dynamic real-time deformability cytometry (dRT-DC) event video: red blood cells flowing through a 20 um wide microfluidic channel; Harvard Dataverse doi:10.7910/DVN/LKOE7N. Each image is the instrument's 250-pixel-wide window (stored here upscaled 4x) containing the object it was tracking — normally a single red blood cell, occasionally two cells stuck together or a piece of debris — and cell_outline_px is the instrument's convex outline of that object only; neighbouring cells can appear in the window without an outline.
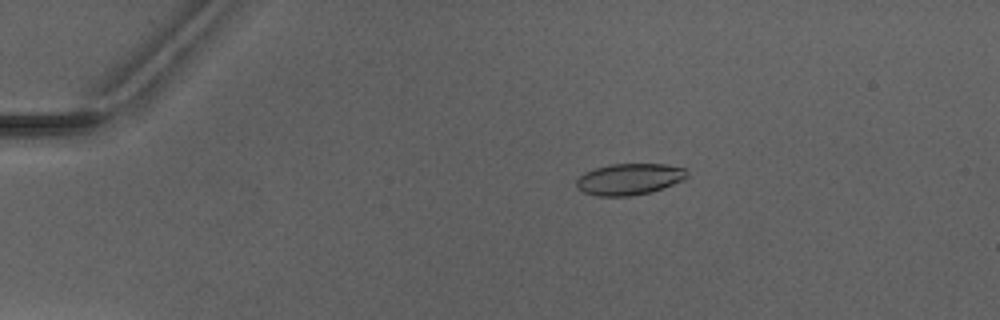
{"species": "Egyptian fruit bat (a non-hibernating species)", "species_latin": "Rousettus aegyptiacus", "temperature_condition": "warm", "stored_images_in_passage": 7, "camera_frame_rate_fps": 3000, "um_per_image_px": 0.085, "animal": {"sex": "male"}, "frame": {"image": 1, "passage_image": 3, "time_ms": 2.333, "image_size_px": [1000, 320], "cell_outline_px": [[688, 176], [684, 180], [652, 192], [628, 196], [596, 196], [584, 192], [576, 188], [576, 180], [584, 172], [596, 168], [612, 164], [664, 164], [684, 168], [688, 172]], "centroid_in_image_um": [53.49, 15.23], "position_along_channel_um": 31.5, "area_um2": 20.29}}
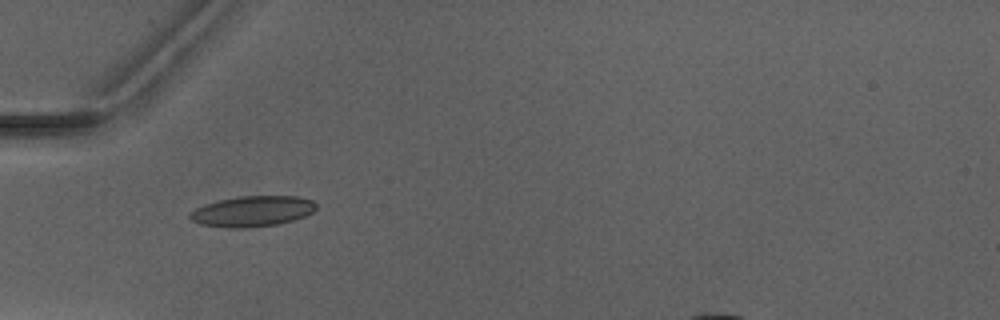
{"frame": {"image": 2, "passage_image": 5, "time_ms": 4.667, "image_size_px": [1000, 320], "cell_outline_px": [[316, 208], [312, 212], [304, 216], [292, 220], [276, 224], [248, 228], [232, 228], [200, 224], [192, 220], [188, 216], [188, 212], [204, 204], [236, 196], [296, 196], [312, 200], [316, 204]], "centroid_in_image_um": [21.42, 17.95], "position_along_channel_um": 63.6, "area_um2": 22.48}}
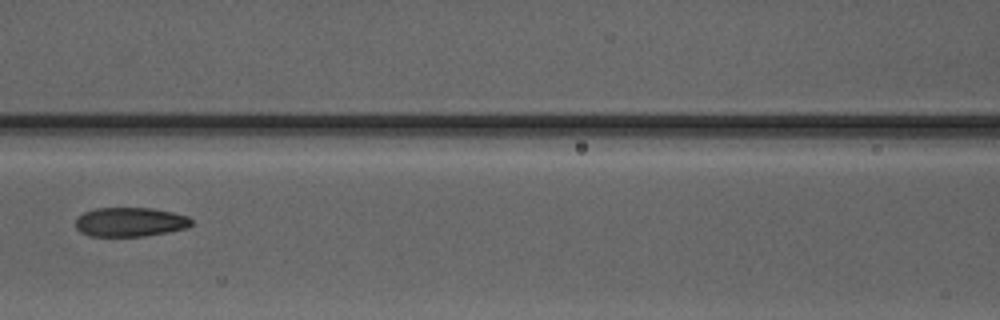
{"frame": {"image": 3, "passage_image": 7, "time_ms": 7.0, "image_size_px": [1000, 320], "cell_outline_px": [[192, 224], [188, 228], [168, 232], [144, 236], [92, 236], [80, 232], [76, 228], [76, 216], [84, 212], [96, 208], [152, 208], [172, 212], [188, 216], [192, 220]], "centroid_in_image_um": [11.06, 18.87], "position_along_channel_um": 155.5, "area_um2": 19.83}}